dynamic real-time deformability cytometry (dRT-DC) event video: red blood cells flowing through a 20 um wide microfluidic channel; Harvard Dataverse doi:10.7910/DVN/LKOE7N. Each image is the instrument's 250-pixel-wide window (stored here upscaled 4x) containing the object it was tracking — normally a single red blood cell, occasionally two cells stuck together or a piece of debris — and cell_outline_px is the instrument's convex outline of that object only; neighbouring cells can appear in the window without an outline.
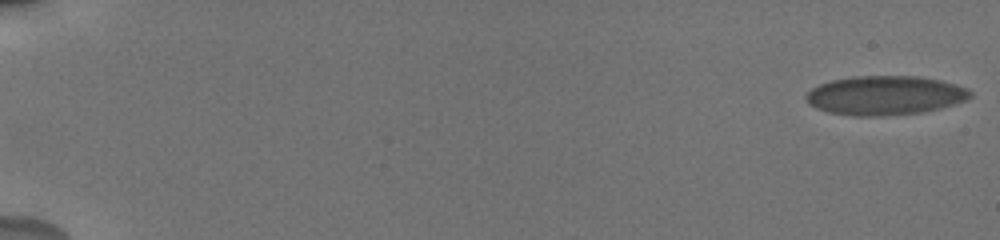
{"species": "human", "species_latin": "Homo sapiens", "temperature_condition": "cold", "stored_images_in_passage": 14, "camera_frame_rate_fps": 3000, "um_per_image_px": 0.085, "donor": {"sex": "male"}, "frame": {"image": 1, "passage_image": 1, "time_ms": 0.0, "image_size_px": [1000, 240], "cell_outline_px": [[972, 96], [964, 100], [940, 108], [920, 112], [884, 116], [852, 116], [828, 112], [816, 108], [804, 96], [812, 88], [820, 84], [832, 80], [852, 76], [916, 76], [940, 80], [968, 88], [972, 92]], "centroid_in_image_um": [75.22, 8.11], "position_along_channel_um": 9.8, "area_um2": 37.28}}